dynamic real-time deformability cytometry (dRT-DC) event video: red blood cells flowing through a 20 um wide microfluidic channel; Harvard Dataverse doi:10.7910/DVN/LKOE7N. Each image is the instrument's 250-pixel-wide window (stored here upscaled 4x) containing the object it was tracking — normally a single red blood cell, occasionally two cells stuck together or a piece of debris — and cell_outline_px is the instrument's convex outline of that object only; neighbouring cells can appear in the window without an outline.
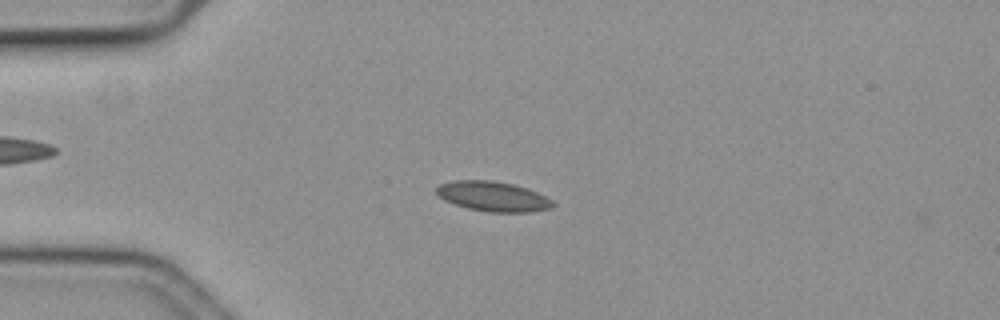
{"species": "common noctule bat (a hibernating species)", "species_latin": "Nyctalus noctula", "temperature_condition": "cold", "stored_images_in_passage": 5, "camera_frame_rate_fps": 3000, "um_per_image_px": 0.085, "animal": {"sex": "female", "body_mass_g": 19.3, "forearm_length_mm": 54.1}, "frame": {"image": 1, "passage_image": 2, "time_ms": 0.333, "image_size_px": [1000, 320], "cell_outline_px": [[556, 204], [552, 208], [532, 212], [488, 212], [468, 208], [444, 200], [436, 192], [436, 188], [440, 184], [452, 180], [492, 180], [516, 184], [528, 188], [552, 200]], "centroid_in_image_um": [41.93, 16.69], "position_along_channel_um": 43.1, "area_um2": 20.4}}